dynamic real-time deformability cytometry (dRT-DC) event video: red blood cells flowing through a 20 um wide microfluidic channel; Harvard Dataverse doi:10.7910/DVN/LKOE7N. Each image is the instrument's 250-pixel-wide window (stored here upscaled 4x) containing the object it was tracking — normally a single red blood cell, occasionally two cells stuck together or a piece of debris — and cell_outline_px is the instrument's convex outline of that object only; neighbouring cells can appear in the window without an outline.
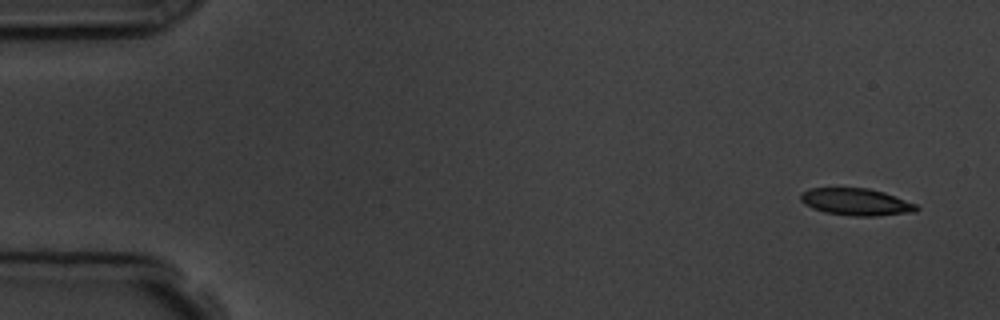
{"species": "common noctule bat (a hibernating species)", "species_latin": "Nyctalus noctula", "temperature_condition": "room temperature", "stored_images_in_passage": 5, "camera_frame_rate_fps": 3000, "um_per_image_px": 0.085, "animal": {"sex": "male", "body_mass_g": 19.5, "forearm_length_mm": 54.6}, "frame": {"image": 1, "passage_image": 1, "time_ms": 0.0, "image_size_px": [1000, 320], "cell_outline_px": [[920, 208], [916, 212], [876, 216], [852, 216], [824, 212], [812, 208], [804, 204], [800, 200], [800, 192], [808, 188], [868, 188], [884, 192], [916, 204]], "centroid_in_image_um": [72.75, 17.16], "position_along_channel_um": 12.2, "area_um2": 18.44}}
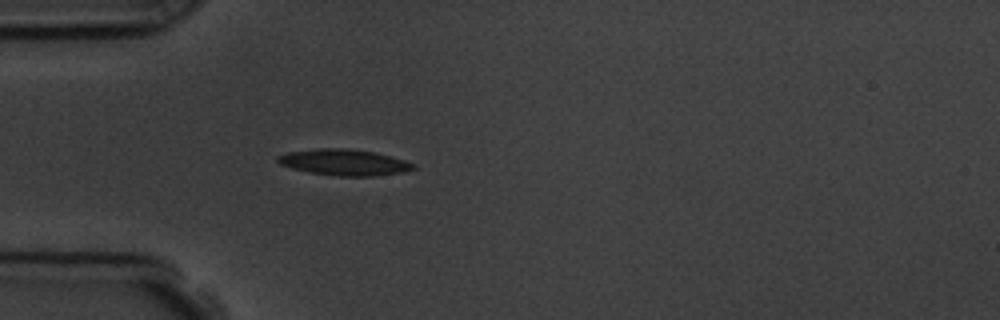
{"frame": {"image": 2, "passage_image": 5, "time_ms": 4.333, "image_size_px": [1000, 320], "cell_outline_px": [[416, 168], [404, 172], [372, 176], [340, 176], [312, 172], [292, 168], [280, 164], [276, 160], [276, 156], [288, 152], [320, 148], [348, 148], [376, 152], [404, 160], [416, 164]], "centroid_in_image_um": [29.28, 13.79], "position_along_channel_um": 55.7, "area_um2": 20.58}}